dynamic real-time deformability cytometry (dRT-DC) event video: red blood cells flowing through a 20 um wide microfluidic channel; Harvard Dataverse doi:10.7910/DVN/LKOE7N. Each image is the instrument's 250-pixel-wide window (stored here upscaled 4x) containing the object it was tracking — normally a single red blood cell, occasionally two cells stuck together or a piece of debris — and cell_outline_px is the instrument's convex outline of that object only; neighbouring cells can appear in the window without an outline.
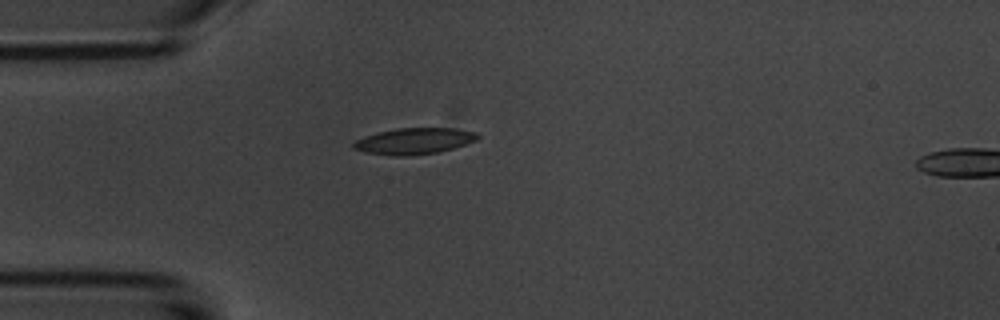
{"species": "common noctule bat (a hibernating species)", "species_latin": "Nyctalus noctula", "temperature_condition": "room temperature", "stored_images_in_passage": 2, "camera_frame_rate_fps": 3000, "um_per_image_px": 0.085, "animal": {"sex": "male", "body_mass_g": 20.1, "forearm_length_mm": 53.5}, "frame": {"image": 1, "passage_image": 1, "time_ms": 0.0, "image_size_px": [1000, 320], "cell_outline_px": [[480, 136], [476, 140], [452, 148], [436, 152], [408, 156], [392, 156], [364, 152], [352, 148], [352, 144], [356, 140], [364, 136], [376, 132], [396, 128], [456, 128], [476, 132]], "centroid_in_image_um": [35.15, 11.98], "position_along_channel_um": 49.8, "area_um2": 19.02}}